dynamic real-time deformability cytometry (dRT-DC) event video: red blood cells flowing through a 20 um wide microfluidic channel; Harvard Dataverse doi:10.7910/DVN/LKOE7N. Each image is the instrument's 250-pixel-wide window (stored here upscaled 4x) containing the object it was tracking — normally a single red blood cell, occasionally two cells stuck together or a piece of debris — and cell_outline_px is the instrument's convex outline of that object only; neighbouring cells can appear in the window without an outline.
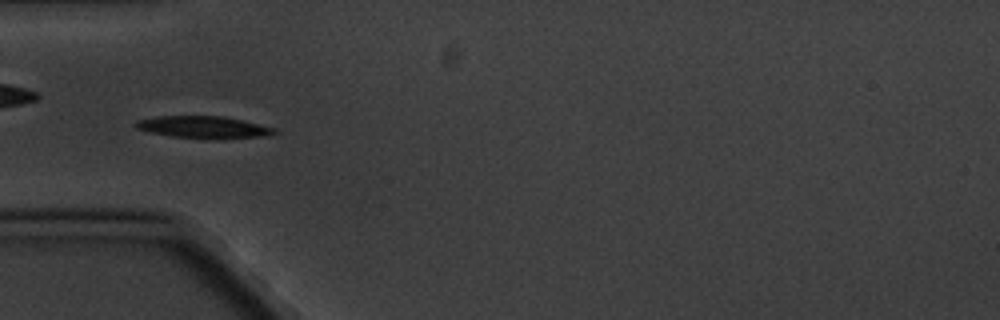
{"species": "common noctule bat (a hibernating species)", "species_latin": "Nyctalus noctula", "temperature_condition": "cold", "stored_images_in_passage": 6, "camera_frame_rate_fps": 3000, "um_per_image_px": 0.085, "animal": {"sex": "male", "body_mass_g": 20.1, "forearm_length_mm": 53.5}, "frame": {"image": 1, "passage_image": 5, "time_ms": 4.333, "image_size_px": [1000, 320], "cell_outline_px": [[280, 132], [268, 136], [172, 136], [152, 132], [136, 128], [132, 124], [136, 120], [156, 116], [220, 116], [240, 120], [276, 128]], "centroid_in_image_um": [17.23, 10.76], "position_along_channel_um": 67.8, "area_um2": 16.7}}